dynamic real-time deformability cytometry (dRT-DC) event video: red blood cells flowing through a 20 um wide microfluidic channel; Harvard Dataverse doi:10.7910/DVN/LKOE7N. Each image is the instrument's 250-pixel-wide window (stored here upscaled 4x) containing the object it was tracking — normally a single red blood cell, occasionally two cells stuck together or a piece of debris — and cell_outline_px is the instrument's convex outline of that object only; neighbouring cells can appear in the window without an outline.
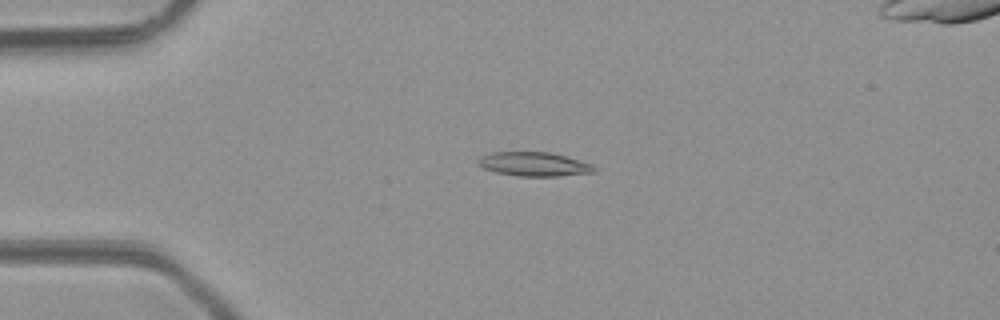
{"species": "common noctule bat (a hibernating species)", "species_latin": "Nyctalus noctula", "temperature_condition": "room temperature", "stored_images_in_passage": 3, "camera_frame_rate_fps": 3000, "um_per_image_px": 0.085, "animal": {"sex": "male", "body_mass_g": 23.1, "forearm_length_mm": 52.7}, "frame": {"image": 1, "passage_image": 1, "time_ms": 0.0, "image_size_px": [1000, 320], "cell_outline_px": [[596, 168], [592, 172], [556, 176], [520, 176], [496, 172], [484, 168], [476, 164], [476, 160], [480, 156], [492, 152], [548, 152], [564, 156], [592, 164]], "centroid_in_image_um": [45.31, 13.94], "position_along_channel_um": 39.7, "area_um2": 16.07}}